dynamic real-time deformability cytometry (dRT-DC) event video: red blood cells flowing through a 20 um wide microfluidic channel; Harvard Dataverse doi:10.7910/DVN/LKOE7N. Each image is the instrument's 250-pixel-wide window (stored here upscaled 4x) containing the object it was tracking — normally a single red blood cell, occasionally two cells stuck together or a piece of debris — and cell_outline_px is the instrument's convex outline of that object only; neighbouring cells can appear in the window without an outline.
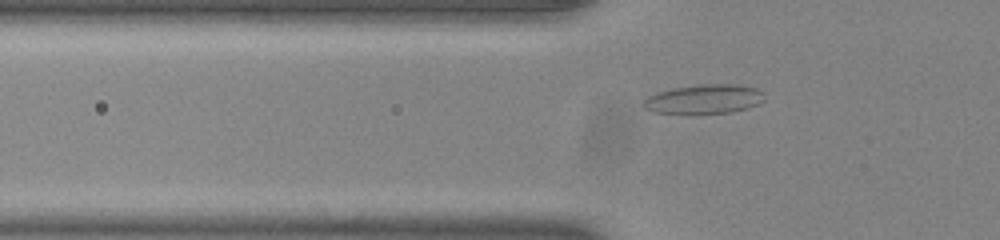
{"species": "common noctule bat (a hibernating species)", "species_latin": "Nyctalus noctula", "temperature_condition": "room temperature", "stored_images_in_passage": 41, "camera_frame_rate_fps": 3000, "um_per_image_px": 0.085, "animal": {"sex": "male", "body_mass_g": 20.0, "forearm_length_mm": 53.3}, "frame": {"image": 1, "passage_image": 6, "time_ms": 1.667, "image_size_px": [1000, 240], "cell_outline_px": [[764, 100], [748, 108], [732, 112], [656, 112], [644, 108], [640, 104], [648, 96], [656, 92], [672, 88], [700, 84], [736, 84], [756, 88], [764, 92]], "centroid_in_image_um": [59.85, 8.39], "position_along_channel_um": 65.9, "area_um2": 20.35}}
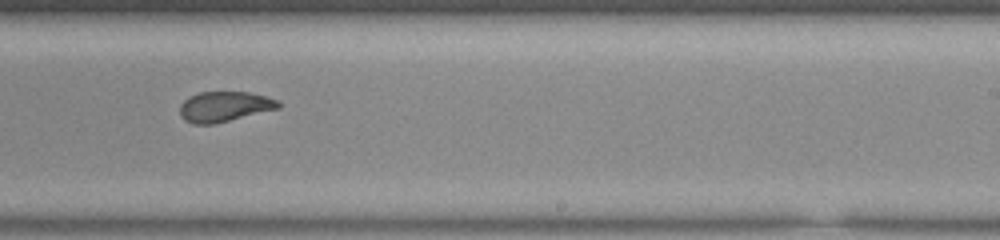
{"frame": {"image": 2, "passage_image": 22, "time_ms": 7.0, "image_size_px": [1000, 240], "cell_outline_px": [[280, 108], [212, 124], [192, 124], [184, 120], [180, 116], [180, 104], [188, 96], [200, 92], [248, 92], [264, 96], [276, 100], [280, 104]], "centroid_in_image_um": [19.02, 9.06], "position_along_channel_um": 270.0, "area_um2": 17.22}}
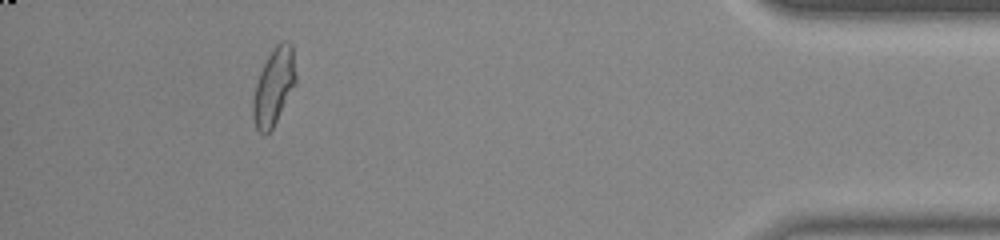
{"frame": {"image": 3, "passage_image": 37, "time_ms": 12.0, "image_size_px": [1000, 240], "cell_outline_px": [[296, 84], [272, 128], [264, 136], [256, 128], [252, 116], [252, 100], [256, 84], [260, 72], [272, 48], [276, 44], [284, 40], [288, 40], [292, 44], [296, 76]], "centroid_in_image_um": [23.27, 7.35], "position_along_channel_um": 411.9, "area_um2": 19.19}, "authors_computed_cell_mechanics": {"area_um2": 18.207, "velocity_mm_per_s": 3.8697, "shape_relaxation_time_tau1_ms": 6.8646, "shape_relaxation_time_tau2_ms": 1.5345, "deformation_change_tau1": 0.2225, "deformation_change_tau2": 0.0726}}